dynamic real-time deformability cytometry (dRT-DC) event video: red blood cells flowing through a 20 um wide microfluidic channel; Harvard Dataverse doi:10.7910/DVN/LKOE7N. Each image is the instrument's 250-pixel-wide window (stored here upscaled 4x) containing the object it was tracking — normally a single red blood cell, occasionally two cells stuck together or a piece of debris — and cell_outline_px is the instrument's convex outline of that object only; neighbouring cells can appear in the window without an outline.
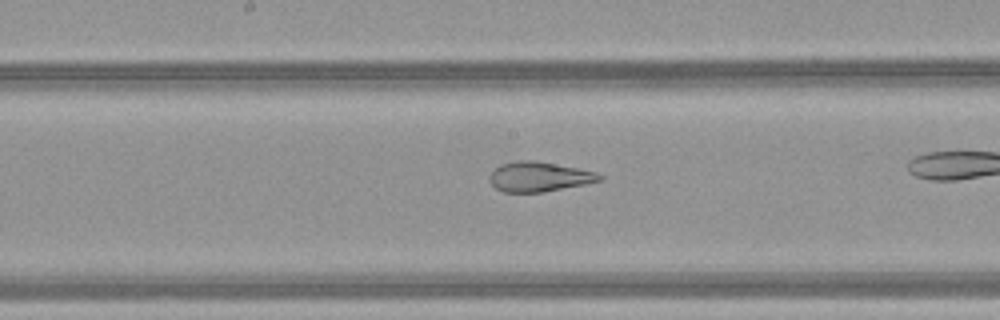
{"species": "common noctule bat (a hibernating species)", "species_latin": "Nyctalus noctula", "temperature_condition": "warm", "stored_images_in_passage": 32, "camera_frame_rate_fps": 3000, "um_per_image_px": 0.085, "animal": {"sex": "female", "body_mass_g": 21.9}, "frame": {"image": 1, "passage_image": 19, "time_ms": 6.0, "image_size_px": [1000, 320], "cell_outline_px": [[604, 180], [544, 192], [504, 192], [496, 188], [488, 180], [488, 176], [500, 164], [516, 160], [532, 160], [576, 168], [596, 172], [604, 176]], "centroid_in_image_um": [45.81, 15.02], "position_along_channel_um": 202.4, "area_um2": 19.02}}